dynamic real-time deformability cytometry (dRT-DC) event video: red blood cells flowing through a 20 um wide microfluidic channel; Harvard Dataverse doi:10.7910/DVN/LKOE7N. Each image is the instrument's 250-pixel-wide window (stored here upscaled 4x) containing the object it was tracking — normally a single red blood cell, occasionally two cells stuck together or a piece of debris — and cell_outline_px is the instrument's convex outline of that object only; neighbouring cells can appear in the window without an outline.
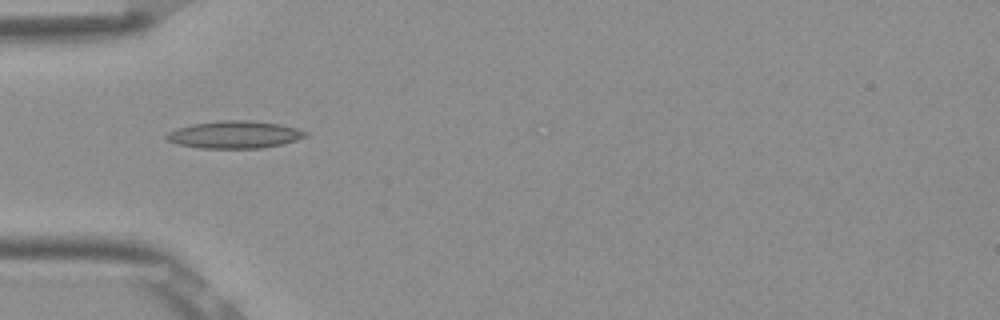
{"species": "Egyptian fruit bat (a non-hibernating species)", "species_latin": "Rousettus aegyptiacus", "temperature_condition": "room temperature", "stored_images_in_passage": 7, "camera_frame_rate_fps": 3000, "um_per_image_px": 0.085, "frame": {"image": 1, "passage_image": 4, "time_ms": 1.0, "image_size_px": [1000, 320], "cell_outline_px": [[308, 136], [296, 140], [280, 144], [260, 148], [200, 148], [176, 144], [168, 140], [164, 136], [168, 132], [176, 128], [192, 124], [220, 120], [244, 120], [280, 124], [296, 128], [308, 132]], "centroid_in_image_um": [19.91, 11.44], "position_along_channel_um": 65.1, "area_um2": 22.14}}
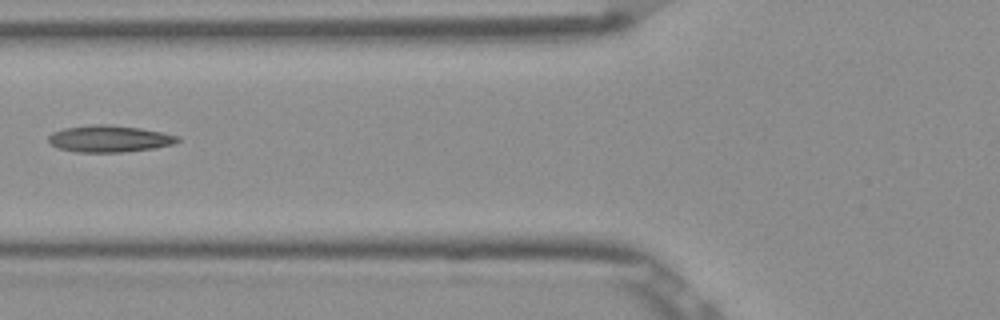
{"frame": {"image": 2, "passage_image": 5, "time_ms": 1.333, "image_size_px": [1000, 320], "cell_outline_px": [[180, 140], [176, 144], [156, 148], [124, 152], [76, 152], [56, 148], [48, 140], [48, 136], [52, 132], [64, 128], [96, 124], [112, 124], [140, 128], [180, 136]], "centroid_in_image_um": [9.31, 11.8], "position_along_channel_um": 116.5, "area_um2": 20.35}}
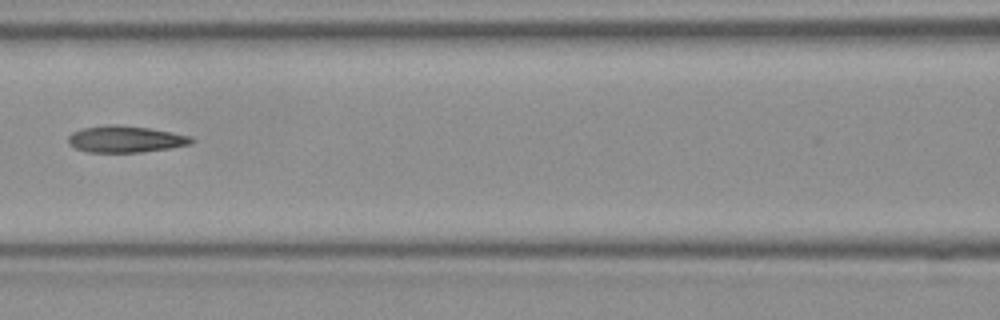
{"frame": {"image": 3, "passage_image": 6, "time_ms": 1.667, "image_size_px": [1000, 320], "cell_outline_px": [[196, 140], [192, 144], [172, 148], [144, 152], [88, 152], [76, 148], [68, 144], [68, 136], [72, 132], [84, 128], [112, 124], [116, 124], [148, 128], [172, 132], [192, 136]], "centroid_in_image_um": [10.72, 11.83], "position_along_channel_um": 155.9, "area_um2": 19.25}}